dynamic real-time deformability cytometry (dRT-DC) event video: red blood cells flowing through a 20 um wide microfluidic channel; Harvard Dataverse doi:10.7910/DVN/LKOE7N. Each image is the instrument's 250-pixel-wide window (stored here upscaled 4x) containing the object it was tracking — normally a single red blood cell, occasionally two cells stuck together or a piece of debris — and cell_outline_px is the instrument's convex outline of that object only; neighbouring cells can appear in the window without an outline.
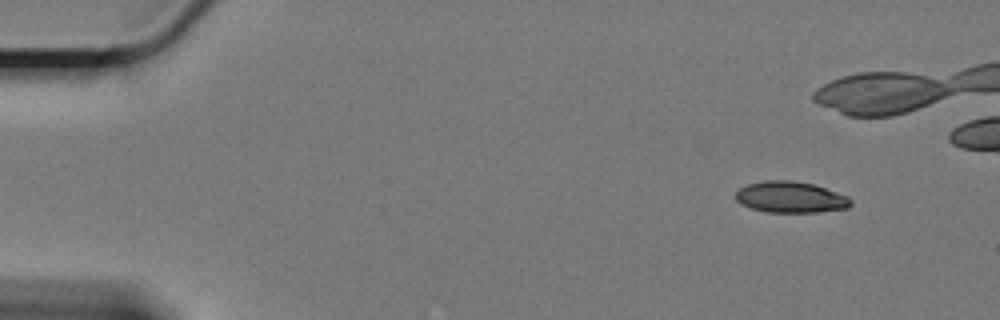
{"species": "Egyptian fruit bat (a non-hibernating species)", "species_latin": "Rousettus aegyptiacus", "temperature_condition": "cold", "stored_images_in_passage": 52, "camera_frame_rate_fps": 3000, "um_per_image_px": 0.085, "animal": {"sex": "female"}, "frame": {"image": 1, "passage_image": 1, "time_ms": 0.0, "image_size_px": [1000, 320], "cell_outline_px": [[852, 204], [848, 208], [816, 212], [768, 212], [752, 208], [740, 204], [736, 200], [736, 192], [740, 188], [748, 184], [764, 180], [788, 180], [812, 184], [848, 196], [852, 200]], "centroid_in_image_um": [67.19, 16.76], "position_along_channel_um": 17.8, "area_um2": 20.81}}
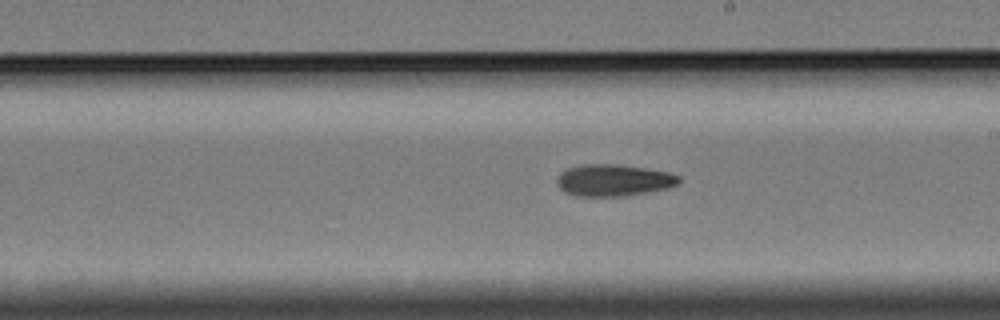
{"frame": {"image": 2, "passage_image": 30, "time_ms": 9.667, "image_size_px": [1000, 320], "cell_outline_px": [[680, 184], [668, 188], [648, 192], [624, 196], [576, 196], [564, 192], [556, 184], [556, 180], [560, 172], [568, 168], [584, 164], [616, 164], [644, 168], [668, 172], [680, 176]], "centroid_in_image_um": [52.15, 15.32], "position_along_channel_um": 236.9, "area_um2": 22.72}}
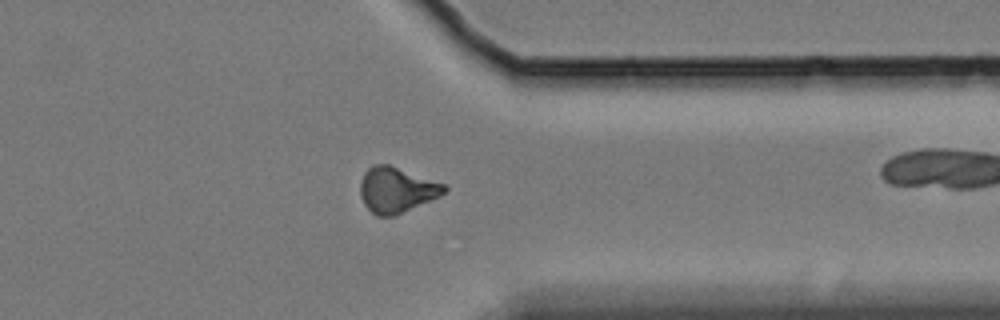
{"frame": {"image": 3, "passage_image": 43, "time_ms": 14.0, "image_size_px": [1000, 320], "cell_outline_px": [[448, 188], [440, 196], [392, 216], [376, 216], [364, 204], [360, 196], [360, 184], [364, 172], [372, 164], [388, 164], [444, 184]], "centroid_in_image_um": [33.66, 16.13], "position_along_channel_um": 377.7, "area_um2": 21.91}}